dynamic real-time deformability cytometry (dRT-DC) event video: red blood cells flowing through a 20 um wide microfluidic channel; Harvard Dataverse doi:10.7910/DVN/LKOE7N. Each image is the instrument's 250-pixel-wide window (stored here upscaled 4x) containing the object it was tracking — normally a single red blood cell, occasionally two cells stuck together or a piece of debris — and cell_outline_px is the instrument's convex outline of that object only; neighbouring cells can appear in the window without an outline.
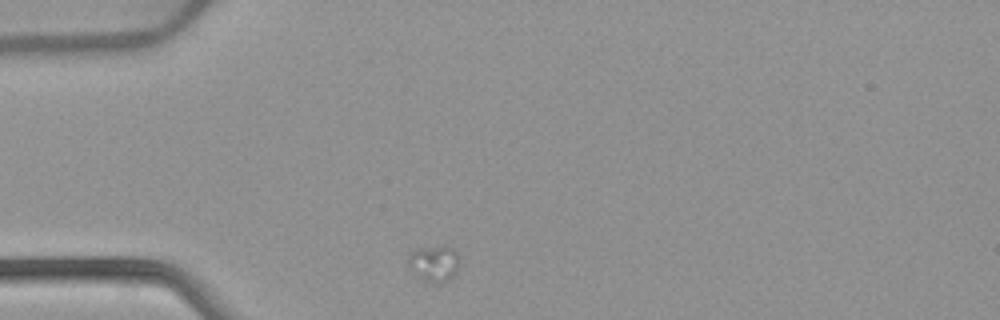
{"species": "common noctule bat (a hibernating species)", "species_latin": "Nyctalus noctula", "temperature_condition": "warm", "stored_images_in_passage": 9, "camera_frame_rate_fps": 3000, "um_per_image_px": 0.085, "animal": {"sex": "female", "body_mass_g": 22.7, "forearm_length_mm": 54.2}, "frame": {"image": 1, "passage_image": 1, "time_ms": 0.0, "image_size_px": [1000, 320], "cell_outline_px": [[460, 268], [448, 280], [440, 284], [432, 284], [424, 280], [408, 264], [408, 256], [412, 252], [420, 248], [444, 244], [448, 244], [456, 252], [460, 260]], "centroid_in_image_um": [36.98, 22.37], "position_along_channel_um": 48.0, "area_um2": 10.98}}